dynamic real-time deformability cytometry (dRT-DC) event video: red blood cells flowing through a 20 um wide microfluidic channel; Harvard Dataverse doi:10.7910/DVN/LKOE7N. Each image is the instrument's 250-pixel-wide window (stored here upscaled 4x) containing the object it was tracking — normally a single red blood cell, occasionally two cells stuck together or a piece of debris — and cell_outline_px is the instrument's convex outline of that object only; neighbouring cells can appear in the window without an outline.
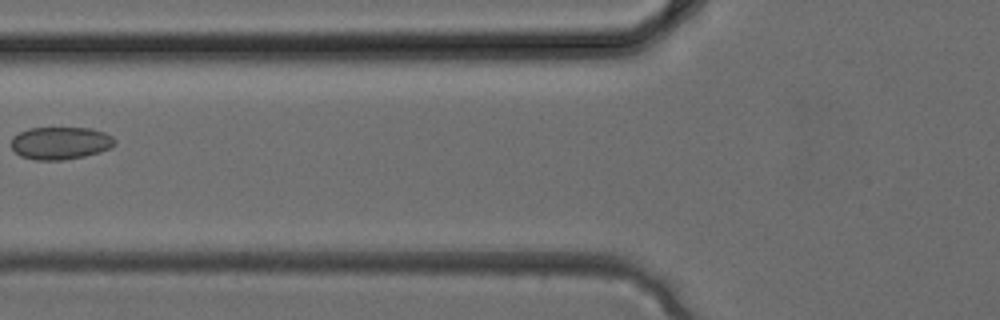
{"species": "common noctule bat (a hibernating species)", "species_latin": "Nyctalus noctula", "temperature_condition": "cold", "stored_images_in_passage": 4, "camera_frame_rate_fps": 3000, "um_per_image_px": 0.085, "animal": {"sex": "female", "body_mass_g": 24.6, "forearm_length_mm": 56.2}, "frame": {"image": 1, "passage_image": 4, "time_ms": 1.0, "image_size_px": [1000, 320], "cell_outline_px": [[116, 144], [112, 148], [100, 152], [84, 156], [64, 160], [36, 160], [20, 156], [12, 148], [12, 136], [28, 128], [92, 128], [104, 132], [112, 136], [116, 140]], "centroid_in_image_um": [5.17, 12.16], "position_along_channel_um": 120.6, "area_um2": 19.83}}